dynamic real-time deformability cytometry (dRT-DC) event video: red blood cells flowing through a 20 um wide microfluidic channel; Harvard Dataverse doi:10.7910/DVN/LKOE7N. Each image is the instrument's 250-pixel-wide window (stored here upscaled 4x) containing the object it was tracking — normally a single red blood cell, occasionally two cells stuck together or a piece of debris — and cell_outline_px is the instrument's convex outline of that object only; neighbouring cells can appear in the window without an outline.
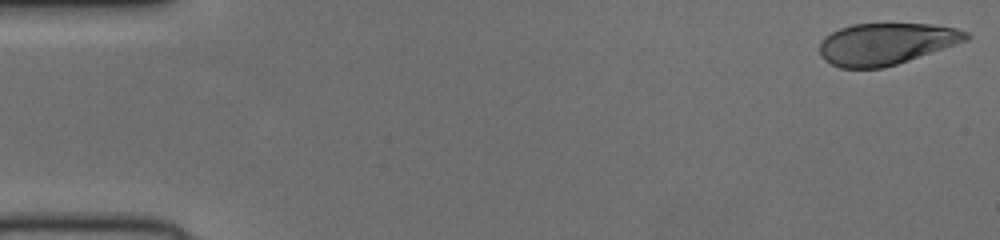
{"species": "human", "species_latin": "Homo sapiens", "temperature_condition": "cold", "stored_images_in_passage": 51, "camera_frame_rate_fps": 3000, "um_per_image_px": 0.085, "donor": {"sex": "female"}, "frame": {"image": 1, "passage_image": 1, "time_ms": 0.0, "image_size_px": [1000, 240], "cell_outline_px": [[972, 36], [968, 40], [884, 68], [840, 68], [824, 60], [820, 56], [820, 40], [824, 36], [840, 28], [852, 24], [932, 24], [956, 28], [968, 32]], "centroid_in_image_um": [75.3, 3.72], "position_along_channel_um": 9.7, "area_um2": 35.55}}
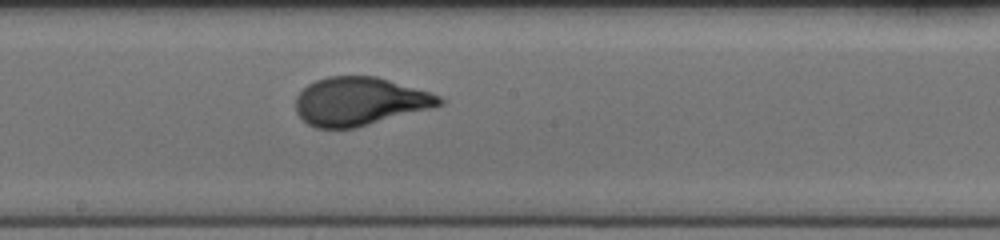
{"frame": {"image": 2, "passage_image": 28, "time_ms": 9.0, "image_size_px": [1000, 240], "cell_outline_px": [[444, 104], [432, 108], [356, 128], [316, 128], [308, 124], [296, 112], [296, 96], [308, 84], [316, 80], [328, 76], [376, 76], [428, 92], [440, 96], [444, 100]], "centroid_in_image_um": [30.56, 8.62], "position_along_channel_um": 217.6, "area_um2": 40.29}}
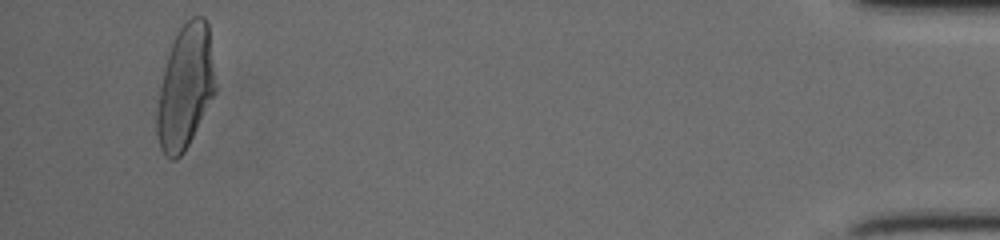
{"frame": {"image": 3, "passage_image": 49, "time_ms": 16.0, "image_size_px": [1000, 240], "cell_outline_px": [[216, 92], [184, 152], [176, 160], [172, 160], [164, 156], [160, 148], [156, 132], [156, 112], [160, 88], [172, 40], [180, 28], [192, 16], [204, 16], [208, 20], [216, 88]], "centroid_in_image_um": [15.75, 7.41], "position_along_channel_um": 419.4, "area_um2": 42.08}}